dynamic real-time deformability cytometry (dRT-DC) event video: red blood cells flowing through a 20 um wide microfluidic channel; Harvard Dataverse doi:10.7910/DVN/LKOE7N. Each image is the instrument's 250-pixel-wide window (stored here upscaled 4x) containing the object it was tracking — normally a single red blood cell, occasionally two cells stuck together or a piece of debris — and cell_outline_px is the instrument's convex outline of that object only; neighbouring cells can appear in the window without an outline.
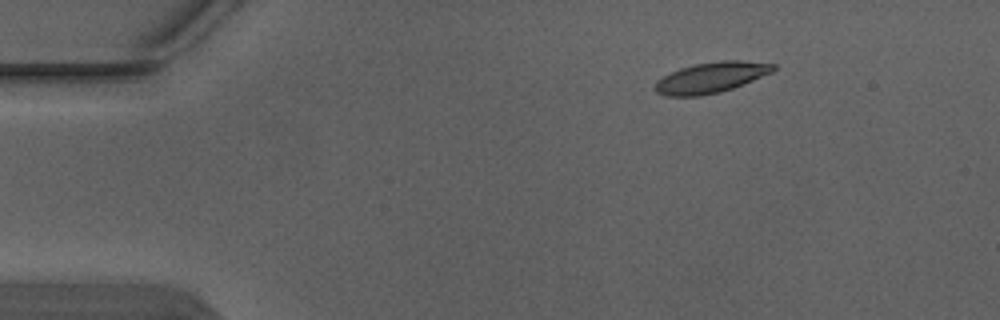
{"species": "Egyptian fruit bat (a non-hibernating species)", "species_latin": "Rousettus aegyptiacus", "temperature_condition": "warm", "stored_images_in_passage": 5, "camera_frame_rate_fps": 3000, "um_per_image_px": 0.085, "animal": {"sex": "male"}, "frame": {"image": 1, "passage_image": 5, "time_ms": 1.333, "image_size_px": [1000, 320], "cell_outline_px": [[776, 68], [772, 72], [732, 88], [720, 92], [700, 96], [668, 96], [656, 92], [652, 88], [656, 80], [680, 68], [696, 64], [720, 60], [740, 60], [776, 64]], "centroid_in_image_um": [60.41, 6.59], "position_along_channel_um": 24.6, "area_um2": 21.04}}